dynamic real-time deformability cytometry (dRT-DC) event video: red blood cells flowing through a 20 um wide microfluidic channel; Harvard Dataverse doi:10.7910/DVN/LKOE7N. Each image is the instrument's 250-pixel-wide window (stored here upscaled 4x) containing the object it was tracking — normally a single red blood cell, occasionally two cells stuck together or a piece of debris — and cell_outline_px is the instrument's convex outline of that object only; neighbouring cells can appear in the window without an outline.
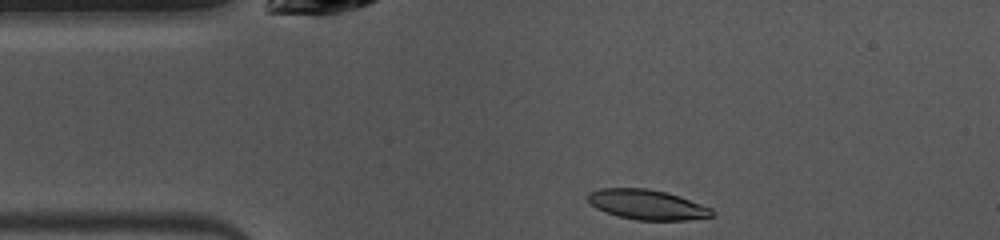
{"species": "common noctule bat (a hibernating species)", "species_latin": "Nyctalus noctula", "temperature_condition": "warm", "stored_images_in_passage": 41, "camera_frame_rate_fps": 3000, "um_per_image_px": 0.085, "animal": {"sex": "female", "body_mass_g": 10.0, "forearm_length_mm": 53.1}, "frame": {"image": 1, "passage_image": 1, "time_ms": 0.0, "image_size_px": [1000, 240], "cell_outline_px": [[716, 212], [712, 216], [688, 220], [636, 220], [620, 216], [596, 208], [584, 196], [588, 192], [600, 188], [648, 188], [668, 192], [680, 196], [712, 208]], "centroid_in_image_um": [55.01, 17.38], "position_along_channel_um": 30.0, "area_um2": 21.79}}
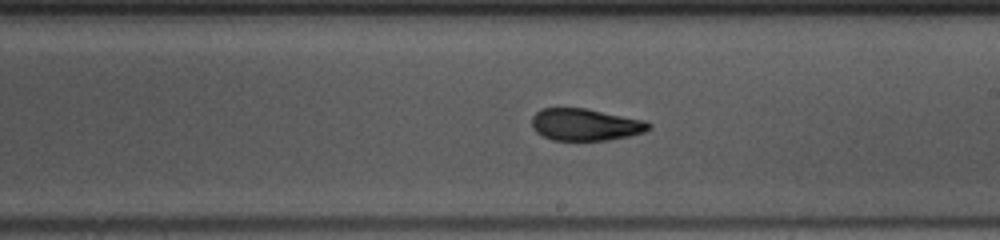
{"frame": {"image": 2, "passage_image": 19, "time_ms": 6.0, "image_size_px": [1000, 240], "cell_outline_px": [[652, 128], [644, 132], [628, 136], [608, 140], [552, 140], [536, 132], [532, 128], [532, 116], [540, 108], [584, 108], [644, 120], [652, 124]], "centroid_in_image_um": [49.75, 10.59], "position_along_channel_um": 239.3, "area_um2": 21.79}}
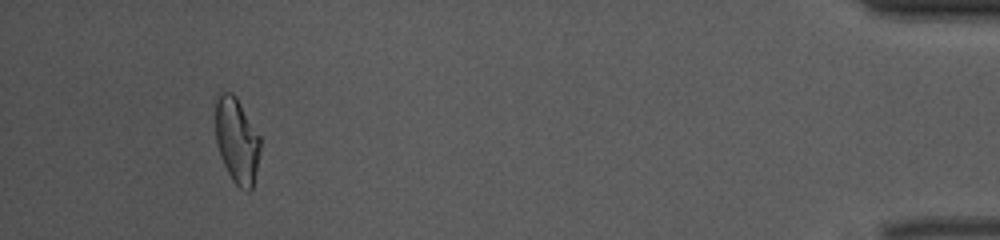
{"frame": {"image": 3, "passage_image": 38, "time_ms": 12.333, "image_size_px": [1000, 240], "cell_outline_px": [[260, 148], [252, 188], [248, 192], [240, 188], [232, 180], [220, 156], [216, 140], [216, 96], [220, 92], [232, 92], [236, 96], [260, 136]], "centroid_in_image_um": [20.12, 11.92], "position_along_channel_um": 415.1, "area_um2": 22.14}, "authors_computed_cell_mechanics": {"area_um2": 22.1952, "velocity_mm_per_s": 3.9785, "shape_relaxation_time_tau1_ms": 8.7724, "shape_relaxation_time_tau2_ms": 1.5709, "deformation_change_tau1": 0.2362, "deformation_change_tau2": 0.0737}}